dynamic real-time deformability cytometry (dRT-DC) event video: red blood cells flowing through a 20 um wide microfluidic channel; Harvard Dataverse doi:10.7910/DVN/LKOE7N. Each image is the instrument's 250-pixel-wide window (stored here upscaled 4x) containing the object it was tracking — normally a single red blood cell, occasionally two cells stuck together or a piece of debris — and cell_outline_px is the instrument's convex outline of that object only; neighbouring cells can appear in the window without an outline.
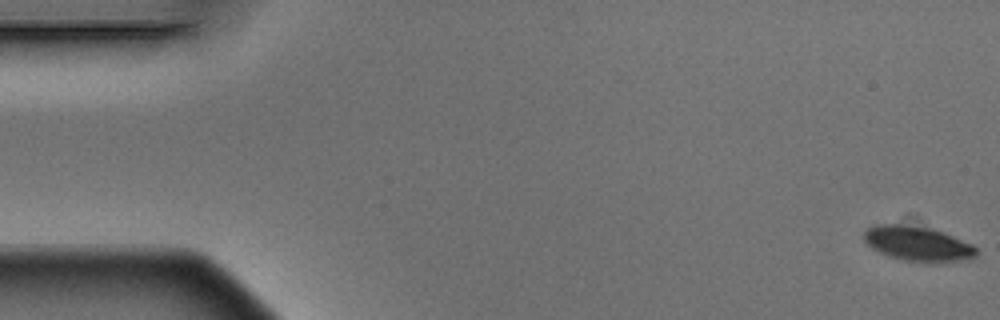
{"species": "Egyptian fruit bat (a non-hibernating species)", "species_latin": "Rousettus aegyptiacus", "temperature_condition": "warm", "stored_images_in_passage": 6, "camera_frame_rate_fps": 3000, "um_per_image_px": 0.085, "animal": {"sex": "male"}, "frame": {"image": 1, "passage_image": 1, "time_ms": 0.0, "image_size_px": [1000, 320], "cell_outline_px": [[976, 256], [972, 260], [936, 264], [900, 260], [880, 252], [872, 248], [864, 240], [864, 232], [868, 228], [876, 224], [900, 224], [928, 228], [952, 236], [972, 244], [976, 248]], "centroid_in_image_um": [78.05, 20.76], "position_along_channel_um": 7.0, "area_um2": 23.0}}
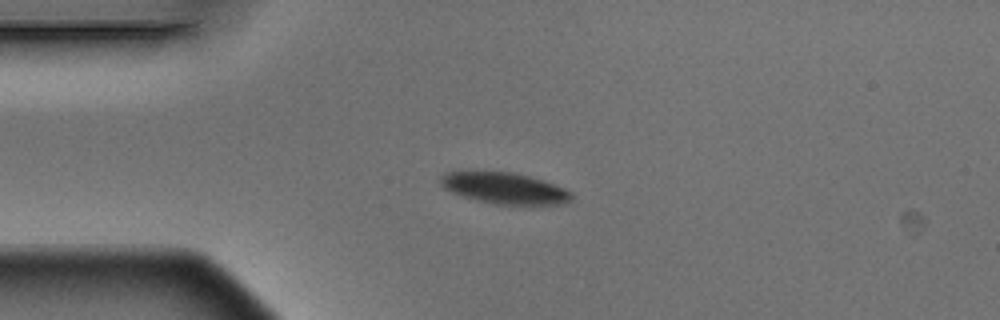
{"frame": {"image": 2, "passage_image": 4, "time_ms": 1.0, "image_size_px": [1000, 320], "cell_outline_px": [[572, 200], [564, 204], [528, 208], [496, 204], [476, 200], [452, 192], [444, 188], [440, 184], [440, 176], [444, 172], [512, 172], [544, 180], [564, 188], [572, 192]], "centroid_in_image_um": [42.98, 16.05], "position_along_channel_um": 42.0, "area_um2": 24.62}}
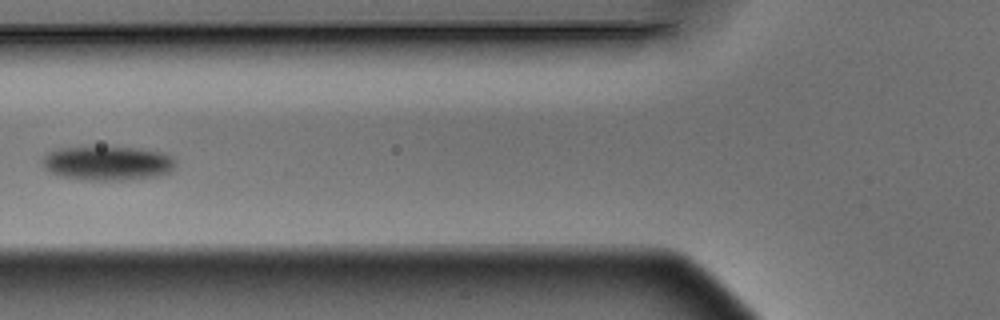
{"frame": {"image": 3, "passage_image": 6, "time_ms": 1.667, "image_size_px": [1000, 320], "cell_outline_px": [[176, 168], [172, 172], [160, 176], [128, 180], [80, 180], [60, 176], [44, 168], [44, 156], [48, 152], [60, 148], [132, 148], [160, 152], [172, 156], [176, 160]], "centroid_in_image_um": [9.21, 13.9], "position_along_channel_um": 116.6, "area_um2": 26.47}}